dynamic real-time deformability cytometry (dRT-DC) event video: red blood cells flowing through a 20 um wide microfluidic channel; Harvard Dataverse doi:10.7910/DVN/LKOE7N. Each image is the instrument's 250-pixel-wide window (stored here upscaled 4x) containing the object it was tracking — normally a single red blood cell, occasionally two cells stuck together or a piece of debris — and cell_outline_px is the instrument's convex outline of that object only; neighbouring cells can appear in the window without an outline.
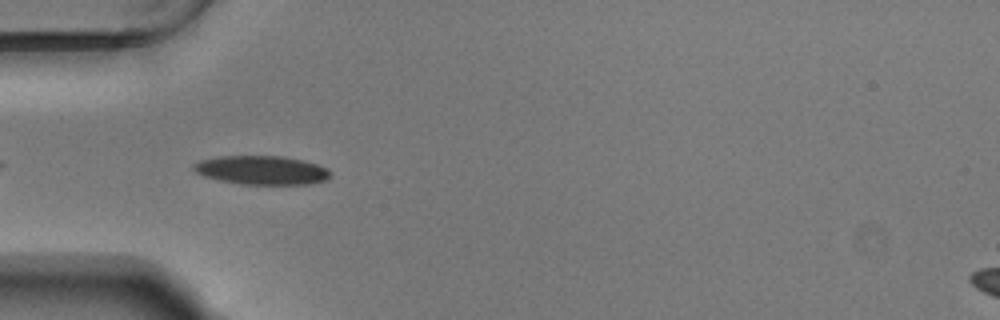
{"species": "Egyptian fruit bat (a non-hibernating species)", "species_latin": "Rousettus aegyptiacus", "temperature_condition": "warm", "stored_images_in_passage": 25, "camera_frame_rate_fps": 3000, "um_per_image_px": 0.085, "animal": {"sex": "male"}, "frame": {"image": 1, "passage_image": 3, "time_ms": 0.667, "image_size_px": [1000, 320], "cell_outline_px": [[328, 176], [324, 180], [308, 184], [240, 184], [220, 180], [204, 176], [196, 172], [192, 168], [192, 164], [200, 160], [220, 156], [284, 156], [304, 160], [328, 168]], "centroid_in_image_um": [22.2, 14.45], "position_along_channel_um": 62.8, "area_um2": 22.83}}
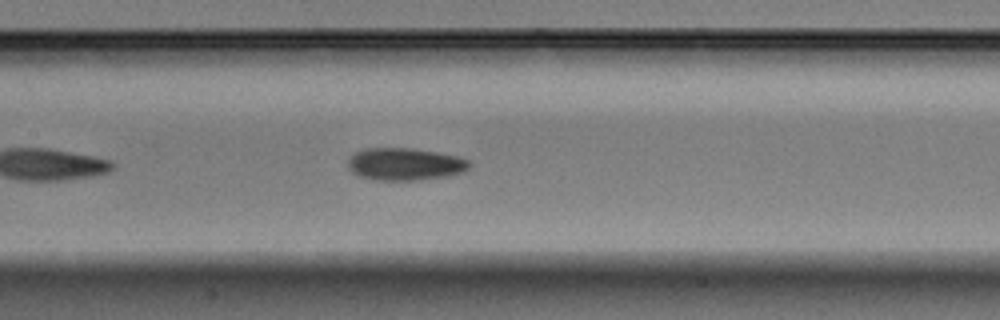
{"frame": {"image": 2, "passage_image": 12, "time_ms": 3.667, "image_size_px": [1000, 320], "cell_outline_px": [[472, 164], [464, 172], [448, 176], [416, 180], [372, 180], [360, 176], [352, 172], [348, 168], [348, 160], [356, 152], [364, 148], [412, 148], [436, 152], [456, 156], [468, 160]], "centroid_in_image_um": [34.42, 13.95], "position_along_channel_um": 173.0, "area_um2": 22.95}}
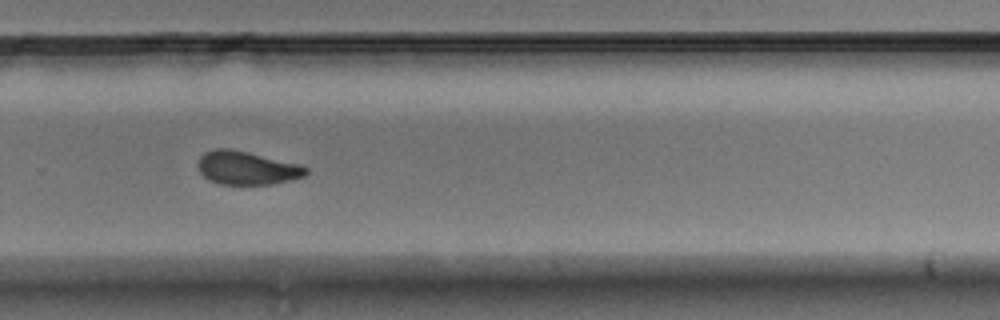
{"frame": {"image": 3, "passage_image": 23, "time_ms": 7.333, "image_size_px": [1000, 320], "cell_outline_px": [[308, 172], [304, 176], [272, 184], [220, 184], [208, 180], [200, 172], [196, 164], [200, 156], [204, 152], [216, 148], [228, 148], [300, 164], [308, 168]], "centroid_in_image_um": [20.94, 14.27], "position_along_channel_um": 308.9, "area_um2": 20.92}}